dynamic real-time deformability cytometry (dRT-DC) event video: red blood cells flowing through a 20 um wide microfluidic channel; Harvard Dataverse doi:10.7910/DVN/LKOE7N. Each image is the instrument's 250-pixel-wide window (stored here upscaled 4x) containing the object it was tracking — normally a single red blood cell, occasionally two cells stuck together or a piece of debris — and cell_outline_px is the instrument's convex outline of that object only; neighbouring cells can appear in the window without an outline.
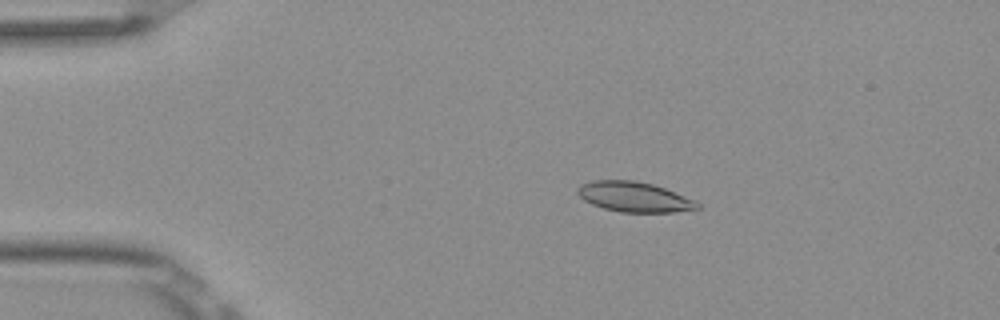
{"species": "Egyptian fruit bat (a non-hibernating species)", "species_latin": "Rousettus aegyptiacus", "temperature_condition": "room temperature", "stored_images_in_passage": 7, "camera_frame_rate_fps": 3000, "um_per_image_px": 0.085, "frame": {"image": 1, "passage_image": 2, "time_ms": 0.333, "image_size_px": [1000, 320], "cell_outline_px": [[700, 208], [672, 212], [620, 212], [604, 208], [592, 204], [584, 200], [576, 192], [576, 188], [580, 184], [592, 180], [636, 180], [652, 184], [664, 188], [696, 200], [700, 204]], "centroid_in_image_um": [53.89, 16.73], "position_along_channel_um": 31.1, "area_um2": 21.04}}
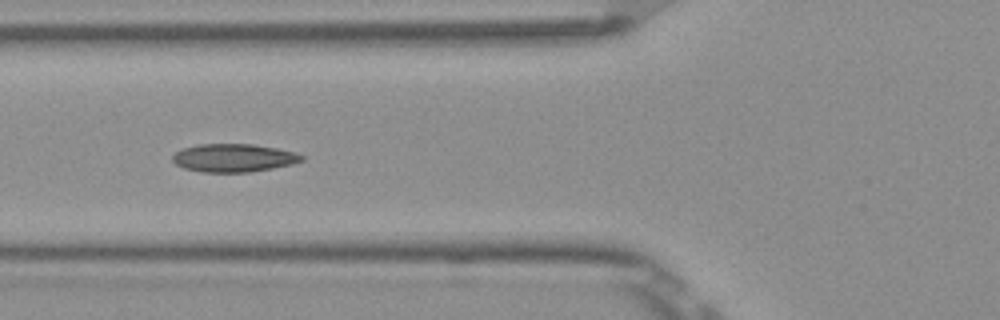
{"frame": {"image": 2, "passage_image": 5, "time_ms": 1.333, "image_size_px": [1000, 320], "cell_outline_px": [[304, 160], [292, 164], [252, 172], [204, 172], [184, 168], [176, 164], [172, 160], [172, 156], [176, 152], [184, 148], [200, 144], [252, 144], [276, 148], [292, 152], [304, 156]], "centroid_in_image_um": [19.86, 13.42], "position_along_channel_um": 105.9, "area_um2": 20.98}}
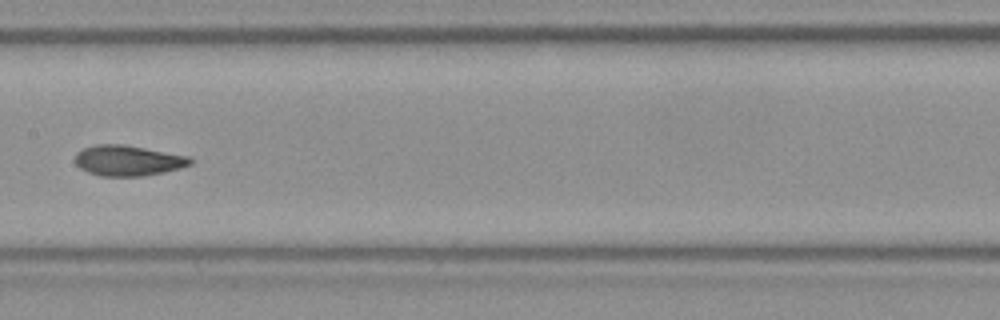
{"frame": {"image": 3, "passage_image": 7, "time_ms": 2.0, "image_size_px": [1000, 320], "cell_outline_px": [[192, 164], [180, 168], [164, 172], [144, 176], [100, 176], [88, 172], [80, 168], [76, 164], [76, 152], [84, 148], [96, 144], [124, 144], [188, 156], [192, 160]], "centroid_in_image_um": [10.87, 13.65], "position_along_channel_um": 196.5, "area_um2": 20.46}}